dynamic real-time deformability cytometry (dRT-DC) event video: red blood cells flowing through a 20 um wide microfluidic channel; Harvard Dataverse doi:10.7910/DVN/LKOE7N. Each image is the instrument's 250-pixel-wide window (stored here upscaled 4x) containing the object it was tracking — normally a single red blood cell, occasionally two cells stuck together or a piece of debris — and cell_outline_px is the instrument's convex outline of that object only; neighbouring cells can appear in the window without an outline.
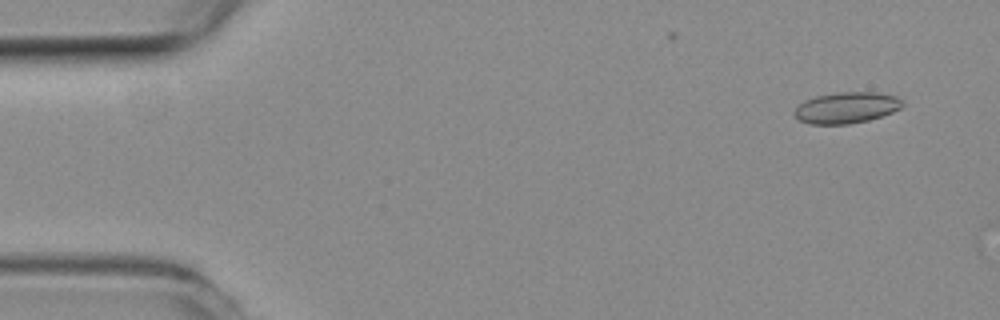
{"species": "common noctule bat (a hibernating species)", "species_latin": "Nyctalus noctula", "temperature_condition": "room temperature", "stored_images_in_passage": 54, "camera_frame_rate_fps": 3000, "um_per_image_px": 0.085, "animal": {"sex": "female", "body_mass_g": 19.3, "forearm_length_mm": 54.1}, "frame": {"image": 1, "passage_image": 4, "time_ms": 1.0, "image_size_px": [1000, 320], "cell_outline_px": [[904, 104], [900, 108], [892, 112], [868, 120], [848, 124], [808, 124], [800, 120], [792, 112], [804, 100], [816, 96], [836, 92], [876, 92], [896, 96], [904, 100]], "centroid_in_image_um": [71.95, 9.14], "position_along_channel_um": 13.0, "area_um2": 19.65}}
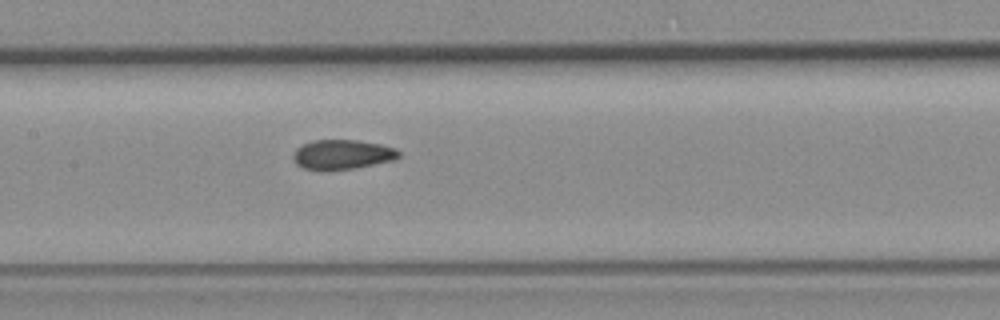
{"frame": {"image": 2, "passage_image": 26, "time_ms": 8.333, "image_size_px": [1000, 320], "cell_outline_px": [[400, 156], [396, 160], [356, 168], [324, 172], [304, 168], [296, 164], [292, 156], [296, 148], [312, 140], [356, 140], [380, 144], [396, 148], [400, 152]], "centroid_in_image_um": [29.1, 13.16], "position_along_channel_um": 178.3, "area_um2": 18.67}}
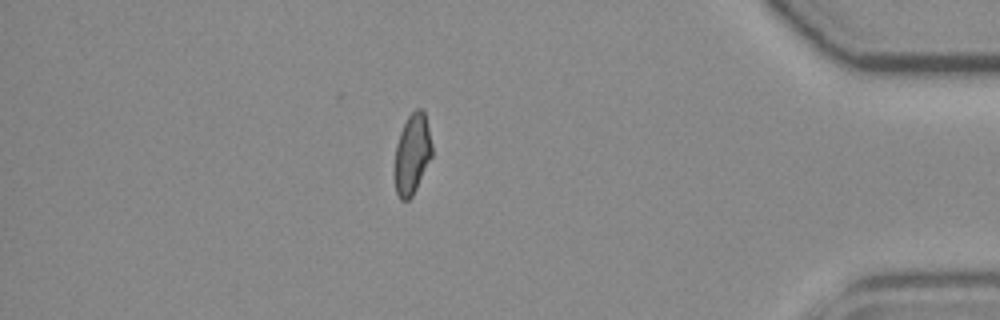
{"frame": {"image": 3, "passage_image": 47, "time_ms": 15.333, "image_size_px": [1000, 320], "cell_outline_px": [[432, 156], [412, 196], [408, 200], [400, 200], [396, 192], [396, 144], [400, 132], [408, 116], [416, 108], [420, 108], [424, 112], [432, 144]], "centroid_in_image_um": [35.05, 13.08], "position_along_channel_um": 400.2, "area_um2": 17.05}, "authors_computed_cell_mechanics": {"area_um2": 18.6405, "velocity_mm_per_s": 3.7982, "shape_relaxation_time_tau1_ms": null, "shape_relaxation_time_tau2_ms": 2.0961, "deformation_change_tau1": null, "deformation_change_tau2": 0.0673}}